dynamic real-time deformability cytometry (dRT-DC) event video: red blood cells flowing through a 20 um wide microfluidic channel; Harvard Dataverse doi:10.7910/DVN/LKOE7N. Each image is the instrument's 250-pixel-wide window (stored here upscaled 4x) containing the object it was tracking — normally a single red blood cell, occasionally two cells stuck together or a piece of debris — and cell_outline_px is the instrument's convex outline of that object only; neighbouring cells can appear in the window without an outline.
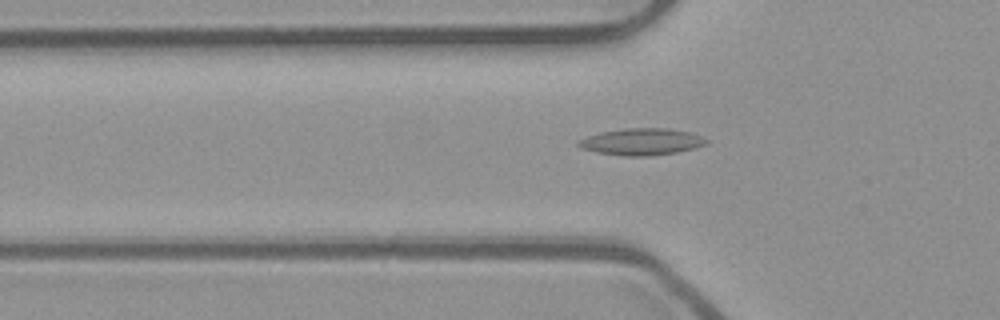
{"species": "common noctule bat (a hibernating species)", "species_latin": "Nyctalus noctula", "temperature_condition": "room temperature", "stored_images_in_passage": 53, "camera_frame_rate_fps": 3000, "um_per_image_px": 0.085, "animal": {"sex": "male", "body_mass_g": 23.1, "forearm_length_mm": 52.7}, "frame": {"image": 1, "passage_image": 18, "time_ms": 5.667, "image_size_px": [1000, 320], "cell_outline_px": [[708, 140], [704, 144], [696, 148], [676, 152], [648, 156], [624, 156], [596, 152], [580, 148], [576, 144], [576, 140], [600, 132], [624, 128], [668, 128], [688, 132], [700, 136]], "centroid_in_image_um": [54.47, 12.05], "position_along_channel_um": 71.3, "area_um2": 19.94}}
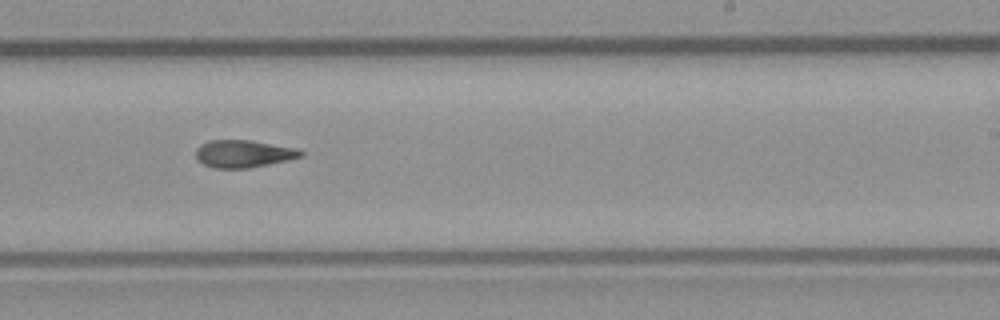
{"frame": {"image": 2, "passage_image": 33, "time_ms": 10.667, "image_size_px": [1000, 320], "cell_outline_px": [[304, 156], [288, 160], [248, 168], [212, 168], [196, 160], [196, 148], [200, 144], [208, 140], [252, 140], [296, 148], [304, 152]], "centroid_in_image_um": [20.68, 13.06], "position_along_channel_um": 268.3, "area_um2": 16.94}}
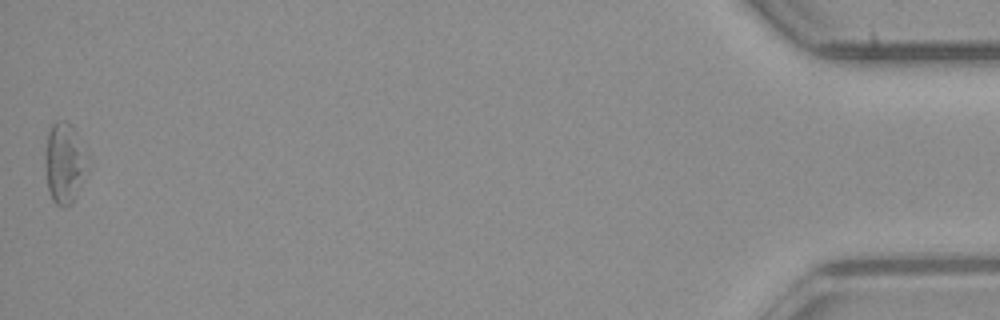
{"frame": {"image": 3, "passage_image": 53, "time_ms": 17.333, "image_size_px": [1000, 320], "cell_outline_px": [[88, 172], [76, 196], [64, 208], [56, 204], [52, 200], [48, 188], [44, 164], [44, 152], [48, 124], [56, 120], [64, 120], [72, 124], [88, 168]], "centroid_in_image_um": [5.41, 13.83], "position_along_channel_um": 429.8, "area_um2": 20.0}, "authors_computed_cell_mechanics": {"area_um2": 18.0336, "velocity_mm_per_s": 3.9161, "shape_relaxation_time_tau1_ms": null, "shape_relaxation_time_tau2_ms": 4.372, "deformation_change_tau1": null, "deformation_change_tau2": 0.1344}}